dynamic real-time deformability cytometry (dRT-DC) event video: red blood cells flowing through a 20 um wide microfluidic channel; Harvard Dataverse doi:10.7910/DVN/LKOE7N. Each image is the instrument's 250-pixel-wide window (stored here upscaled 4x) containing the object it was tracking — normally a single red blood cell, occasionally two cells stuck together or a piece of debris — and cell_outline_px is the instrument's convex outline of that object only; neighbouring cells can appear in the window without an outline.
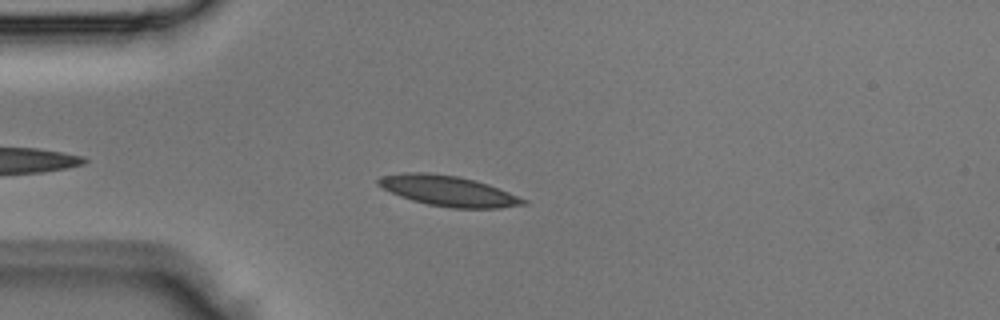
{"species": "Egyptian fruit bat (a non-hibernating species)", "species_latin": "Rousettus aegyptiacus", "temperature_condition": "room temperature", "stored_images_in_passage": 3, "camera_frame_rate_fps": 3000, "um_per_image_px": 0.085, "animal": {"sex": "male"}, "frame": {"image": 1, "passage_image": 3, "time_ms": 0.667, "image_size_px": [1000, 320], "cell_outline_px": [[528, 204], [500, 208], [452, 208], [428, 204], [412, 200], [400, 196], [376, 184], [376, 180], [380, 176], [404, 172], [424, 172], [456, 176], [488, 184], [528, 200]], "centroid_in_image_um": [38.1, 16.23], "position_along_channel_um": 46.9, "area_um2": 25.49}}